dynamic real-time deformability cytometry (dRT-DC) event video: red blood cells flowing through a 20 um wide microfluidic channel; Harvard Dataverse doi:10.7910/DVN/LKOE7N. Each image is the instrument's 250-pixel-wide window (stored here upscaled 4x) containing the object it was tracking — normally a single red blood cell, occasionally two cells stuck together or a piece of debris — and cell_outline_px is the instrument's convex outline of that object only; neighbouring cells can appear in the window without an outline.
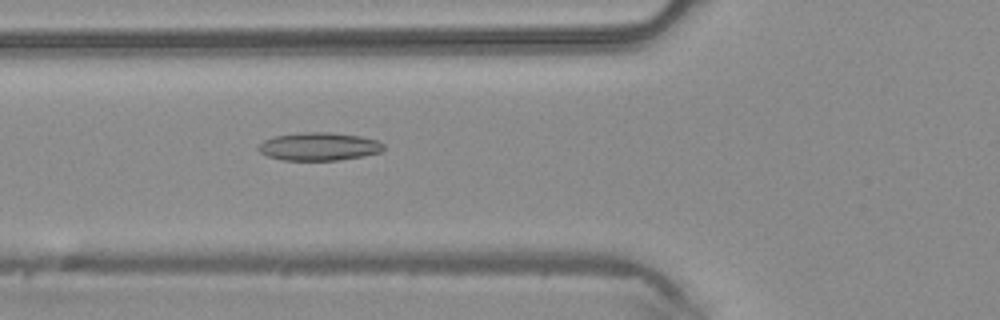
{"species": "common noctule bat (a hibernating species)", "species_latin": "Nyctalus noctula", "temperature_condition": "warm", "stored_images_in_passage": 48, "camera_frame_rate_fps": 3000, "um_per_image_px": 0.085, "animal": {"sex": "male", "body_mass_g": 20.4}, "frame": {"image": 1, "passage_image": 18, "time_ms": 5.667, "image_size_px": [1000, 320], "cell_outline_px": [[384, 148], [380, 152], [364, 156], [336, 160], [280, 160], [268, 156], [260, 152], [256, 148], [264, 140], [272, 136], [300, 132], [328, 132], [360, 136], [376, 140], [384, 144]], "centroid_in_image_um": [27.08, 12.45], "position_along_channel_um": 98.7, "area_um2": 20.52}}
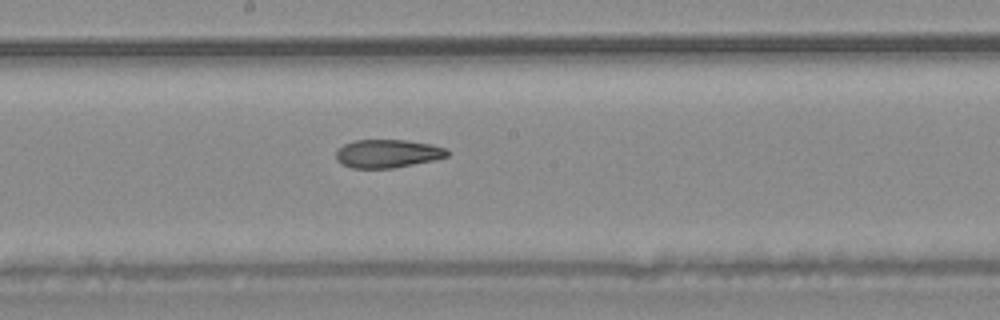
{"frame": {"image": 2, "passage_image": 26, "time_ms": 8.333, "image_size_px": [1000, 320], "cell_outline_px": [[452, 152], [448, 156], [432, 160], [392, 168], [352, 168], [340, 164], [336, 160], [336, 152], [344, 144], [356, 140], [404, 140], [432, 144], [448, 148]], "centroid_in_image_um": [32.96, 13.05], "position_along_channel_um": 215.2, "area_um2": 18.38}}
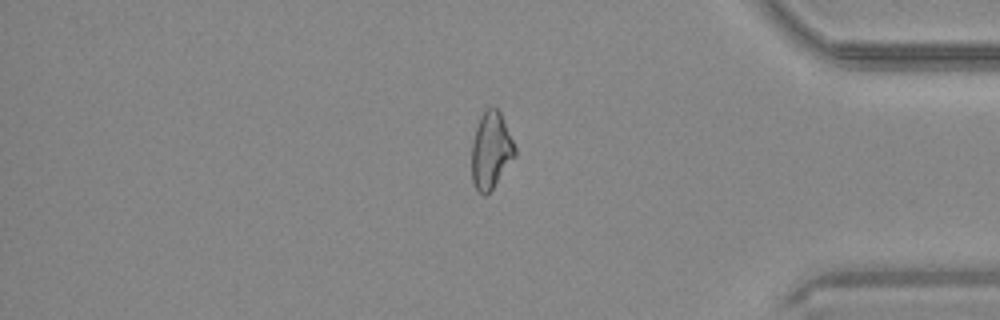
{"frame": {"image": 3, "passage_image": 40, "time_ms": 13.0, "image_size_px": [1000, 320], "cell_outline_px": [[516, 156], [492, 188], [484, 196], [476, 188], [472, 180], [472, 144], [476, 128], [480, 116], [488, 108], [496, 108], [500, 112], [516, 148]], "centroid_in_image_um": [41.73, 12.79], "position_along_channel_um": 393.5, "area_um2": 18.96}}